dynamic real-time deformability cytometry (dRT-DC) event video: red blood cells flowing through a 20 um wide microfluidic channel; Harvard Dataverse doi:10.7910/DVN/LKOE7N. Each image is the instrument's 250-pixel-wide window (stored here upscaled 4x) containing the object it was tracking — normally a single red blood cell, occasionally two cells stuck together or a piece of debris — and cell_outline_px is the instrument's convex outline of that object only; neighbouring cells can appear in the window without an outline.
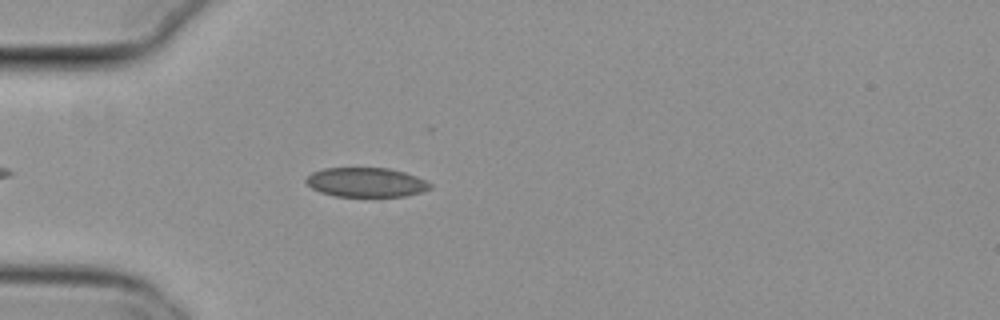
{"species": "common noctule bat (a hibernating species)", "species_latin": "Nyctalus noctula", "temperature_condition": "cold", "stored_images_in_passage": 44, "camera_frame_rate_fps": 3000, "um_per_image_px": 0.085, "animal": {"sex": "female", "body_mass_g": 29.2, "forearm_length_mm": 56.3}, "frame": {"image": 1, "passage_image": 6, "time_ms": 1.667, "image_size_px": [1000, 320], "cell_outline_px": [[432, 188], [424, 192], [404, 196], [336, 196], [320, 192], [312, 188], [304, 180], [312, 172], [324, 168], [388, 168], [404, 172], [416, 176], [432, 184]], "centroid_in_image_um": [31.13, 15.5], "position_along_channel_um": 53.9, "area_um2": 21.21}}
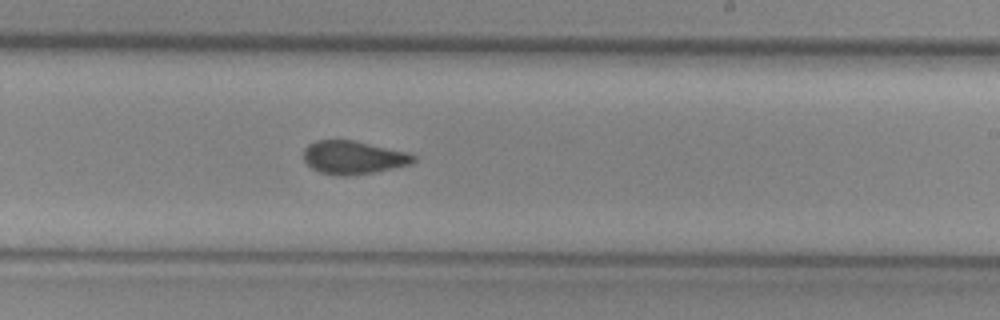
{"frame": {"image": 2, "passage_image": 23, "time_ms": 7.333, "image_size_px": [1000, 320], "cell_outline_px": [[416, 160], [412, 164], [372, 172], [348, 176], [340, 176], [320, 172], [312, 168], [304, 160], [304, 148], [308, 144], [316, 140], [352, 140], [408, 152], [416, 156]], "centroid_in_image_um": [30.03, 13.38], "position_along_channel_um": 259.0, "area_um2": 21.21}}
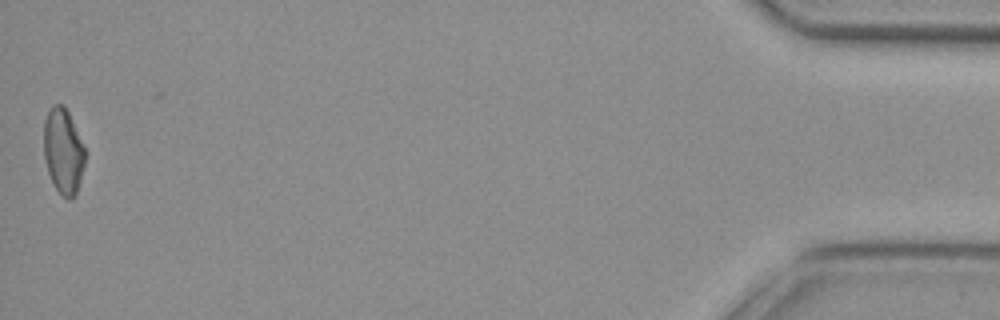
{"frame": {"image": 3, "passage_image": 44, "time_ms": 14.333, "image_size_px": [1000, 320], "cell_outline_px": [[88, 152], [76, 196], [72, 200], [68, 200], [56, 188], [48, 172], [44, 156], [44, 120], [52, 104], [64, 104]], "centroid_in_image_um": [5.41, 12.84], "position_along_channel_um": 429.8, "area_um2": 20.87}, "authors_computed_cell_mechanics": {"area_um2": 21.386, "velocity_mm_per_s": 3.807, "shape_relaxation_time_tau1_ms": null, "shape_relaxation_time_tau2_ms": 2.1485, "deformation_change_tau1": null, "deformation_change_tau2": 0.0567}}